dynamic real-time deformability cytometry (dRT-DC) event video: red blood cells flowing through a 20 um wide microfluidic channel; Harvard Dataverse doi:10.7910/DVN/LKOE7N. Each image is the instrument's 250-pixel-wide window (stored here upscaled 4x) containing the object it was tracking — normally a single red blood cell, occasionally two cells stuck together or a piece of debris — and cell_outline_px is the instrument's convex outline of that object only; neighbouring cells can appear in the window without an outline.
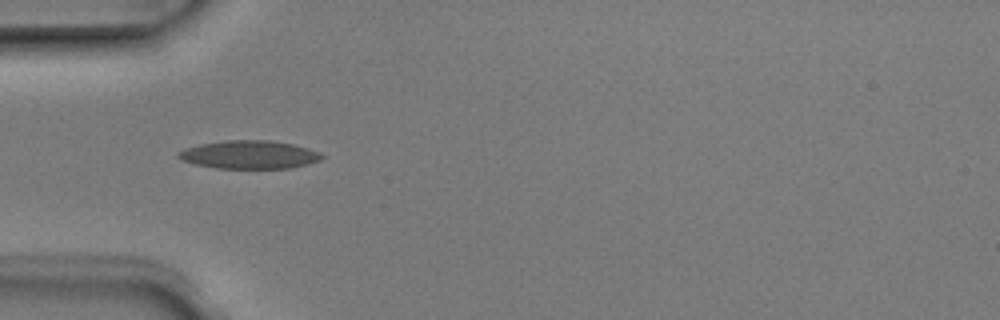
{"species": "Egyptian fruit bat (a non-hibernating species)", "species_latin": "Rousettus aegyptiacus", "temperature_condition": "room temperature", "stored_images_in_passage": 5, "camera_frame_rate_fps": 3000, "um_per_image_px": 0.085, "animal": {"sex": "male"}, "frame": {"image": 1, "passage_image": 3, "time_ms": 0.667, "image_size_px": [1000, 320], "cell_outline_px": [[324, 156], [320, 160], [308, 164], [288, 168], [216, 168], [196, 164], [180, 160], [176, 156], [176, 152], [200, 144], [228, 140], [268, 140], [292, 144], [308, 148], [320, 152]], "centroid_in_image_um": [21.18, 13.15], "position_along_channel_um": 63.8, "area_um2": 23.47}}
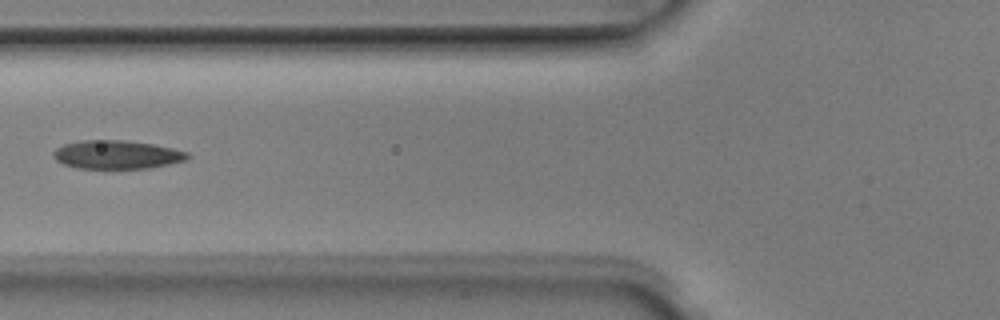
{"frame": {"image": 2, "passage_image": 4, "time_ms": 1.0, "image_size_px": [1000, 320], "cell_outline_px": [[192, 156], [188, 160], [148, 168], [76, 168], [64, 164], [56, 160], [52, 156], [52, 152], [56, 148], [64, 144], [84, 140], [124, 140], [152, 144], [172, 148], [188, 152]], "centroid_in_image_um": [9.94, 13.14], "position_along_channel_um": 115.9, "area_um2": 22.31}}
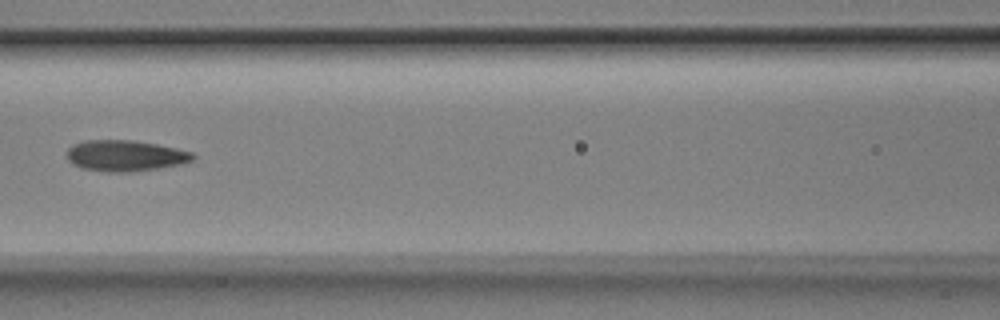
{"frame": {"image": 3, "passage_image": 5, "time_ms": 1.333, "image_size_px": [1000, 320], "cell_outline_px": [[196, 156], [192, 160], [180, 164], [160, 168], [132, 172], [104, 172], [84, 168], [72, 164], [68, 160], [68, 148], [72, 144], [84, 140], [132, 140], [156, 144], [176, 148], [192, 152]], "centroid_in_image_um": [10.64, 13.23], "position_along_channel_um": 156.0, "area_um2": 22.83}}